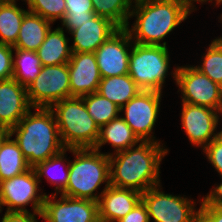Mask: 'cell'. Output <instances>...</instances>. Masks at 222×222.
Here are the masks:
<instances>
[{
	"mask_svg": "<svg viewBox=\"0 0 222 222\" xmlns=\"http://www.w3.org/2000/svg\"><path fill=\"white\" fill-rule=\"evenodd\" d=\"M199 210H200L211 222H222V207L200 206Z\"/></svg>",
	"mask_w": 222,
	"mask_h": 222,
	"instance_id": "obj_37",
	"label": "cell"
},
{
	"mask_svg": "<svg viewBox=\"0 0 222 222\" xmlns=\"http://www.w3.org/2000/svg\"><path fill=\"white\" fill-rule=\"evenodd\" d=\"M11 136L10 129H0V149L5 140Z\"/></svg>",
	"mask_w": 222,
	"mask_h": 222,
	"instance_id": "obj_39",
	"label": "cell"
},
{
	"mask_svg": "<svg viewBox=\"0 0 222 222\" xmlns=\"http://www.w3.org/2000/svg\"><path fill=\"white\" fill-rule=\"evenodd\" d=\"M202 57L203 63L194 67L222 87V38L214 39Z\"/></svg>",
	"mask_w": 222,
	"mask_h": 222,
	"instance_id": "obj_30",
	"label": "cell"
},
{
	"mask_svg": "<svg viewBox=\"0 0 222 222\" xmlns=\"http://www.w3.org/2000/svg\"><path fill=\"white\" fill-rule=\"evenodd\" d=\"M201 201L200 206L222 207V182L207 195H205Z\"/></svg>",
	"mask_w": 222,
	"mask_h": 222,
	"instance_id": "obj_36",
	"label": "cell"
},
{
	"mask_svg": "<svg viewBox=\"0 0 222 222\" xmlns=\"http://www.w3.org/2000/svg\"><path fill=\"white\" fill-rule=\"evenodd\" d=\"M131 17L136 18L131 29L126 27L134 43L166 46V35L179 26L191 14L174 0H134Z\"/></svg>",
	"mask_w": 222,
	"mask_h": 222,
	"instance_id": "obj_3",
	"label": "cell"
},
{
	"mask_svg": "<svg viewBox=\"0 0 222 222\" xmlns=\"http://www.w3.org/2000/svg\"><path fill=\"white\" fill-rule=\"evenodd\" d=\"M29 10L17 6L16 0L0 1V43L14 46L24 15Z\"/></svg>",
	"mask_w": 222,
	"mask_h": 222,
	"instance_id": "obj_23",
	"label": "cell"
},
{
	"mask_svg": "<svg viewBox=\"0 0 222 222\" xmlns=\"http://www.w3.org/2000/svg\"><path fill=\"white\" fill-rule=\"evenodd\" d=\"M46 195L42 218L46 222H99L98 202L90 199L71 198L61 194Z\"/></svg>",
	"mask_w": 222,
	"mask_h": 222,
	"instance_id": "obj_12",
	"label": "cell"
},
{
	"mask_svg": "<svg viewBox=\"0 0 222 222\" xmlns=\"http://www.w3.org/2000/svg\"><path fill=\"white\" fill-rule=\"evenodd\" d=\"M26 91L32 108H50L58 101L70 98L68 63L43 66Z\"/></svg>",
	"mask_w": 222,
	"mask_h": 222,
	"instance_id": "obj_8",
	"label": "cell"
},
{
	"mask_svg": "<svg viewBox=\"0 0 222 222\" xmlns=\"http://www.w3.org/2000/svg\"><path fill=\"white\" fill-rule=\"evenodd\" d=\"M66 15L62 26L70 33L95 16L91 0H65Z\"/></svg>",
	"mask_w": 222,
	"mask_h": 222,
	"instance_id": "obj_29",
	"label": "cell"
},
{
	"mask_svg": "<svg viewBox=\"0 0 222 222\" xmlns=\"http://www.w3.org/2000/svg\"><path fill=\"white\" fill-rule=\"evenodd\" d=\"M141 200L142 193L139 191L109 185L98 201L99 221L117 222Z\"/></svg>",
	"mask_w": 222,
	"mask_h": 222,
	"instance_id": "obj_17",
	"label": "cell"
},
{
	"mask_svg": "<svg viewBox=\"0 0 222 222\" xmlns=\"http://www.w3.org/2000/svg\"><path fill=\"white\" fill-rule=\"evenodd\" d=\"M133 41L126 28H119L94 52L102 78L128 74ZM131 47V48H129Z\"/></svg>",
	"mask_w": 222,
	"mask_h": 222,
	"instance_id": "obj_13",
	"label": "cell"
},
{
	"mask_svg": "<svg viewBox=\"0 0 222 222\" xmlns=\"http://www.w3.org/2000/svg\"><path fill=\"white\" fill-rule=\"evenodd\" d=\"M161 185L151 187L142 193V201L148 210L149 219L154 222H192L199 209L196 202L186 197L165 194Z\"/></svg>",
	"mask_w": 222,
	"mask_h": 222,
	"instance_id": "obj_10",
	"label": "cell"
},
{
	"mask_svg": "<svg viewBox=\"0 0 222 222\" xmlns=\"http://www.w3.org/2000/svg\"><path fill=\"white\" fill-rule=\"evenodd\" d=\"M15 57L13 56V76L17 82L24 87L32 83L39 75L42 69L40 59L36 52L13 48ZM15 58V59H14Z\"/></svg>",
	"mask_w": 222,
	"mask_h": 222,
	"instance_id": "obj_25",
	"label": "cell"
},
{
	"mask_svg": "<svg viewBox=\"0 0 222 222\" xmlns=\"http://www.w3.org/2000/svg\"><path fill=\"white\" fill-rule=\"evenodd\" d=\"M82 98L88 113L99 128L119 116L120 108L98 92L82 96Z\"/></svg>",
	"mask_w": 222,
	"mask_h": 222,
	"instance_id": "obj_27",
	"label": "cell"
},
{
	"mask_svg": "<svg viewBox=\"0 0 222 222\" xmlns=\"http://www.w3.org/2000/svg\"><path fill=\"white\" fill-rule=\"evenodd\" d=\"M160 144L162 143L141 141L138 146L109 153L110 185L140 193L159 185L160 162L168 153V149Z\"/></svg>",
	"mask_w": 222,
	"mask_h": 222,
	"instance_id": "obj_1",
	"label": "cell"
},
{
	"mask_svg": "<svg viewBox=\"0 0 222 222\" xmlns=\"http://www.w3.org/2000/svg\"><path fill=\"white\" fill-rule=\"evenodd\" d=\"M140 142L141 140L126 124L124 119L118 116L100 128L99 138L94 149L101 151V146L109 143L115 148L114 152L117 153L136 146Z\"/></svg>",
	"mask_w": 222,
	"mask_h": 222,
	"instance_id": "obj_20",
	"label": "cell"
},
{
	"mask_svg": "<svg viewBox=\"0 0 222 222\" xmlns=\"http://www.w3.org/2000/svg\"><path fill=\"white\" fill-rule=\"evenodd\" d=\"M52 110L66 149L94 148L100 128L90 116L82 97H70L53 104Z\"/></svg>",
	"mask_w": 222,
	"mask_h": 222,
	"instance_id": "obj_5",
	"label": "cell"
},
{
	"mask_svg": "<svg viewBox=\"0 0 222 222\" xmlns=\"http://www.w3.org/2000/svg\"><path fill=\"white\" fill-rule=\"evenodd\" d=\"M29 12L40 15L42 18L55 22L62 21L66 15L65 0H24Z\"/></svg>",
	"mask_w": 222,
	"mask_h": 222,
	"instance_id": "obj_31",
	"label": "cell"
},
{
	"mask_svg": "<svg viewBox=\"0 0 222 222\" xmlns=\"http://www.w3.org/2000/svg\"><path fill=\"white\" fill-rule=\"evenodd\" d=\"M167 46L141 45L133 42L128 74L143 91L162 93L170 69Z\"/></svg>",
	"mask_w": 222,
	"mask_h": 222,
	"instance_id": "obj_6",
	"label": "cell"
},
{
	"mask_svg": "<svg viewBox=\"0 0 222 222\" xmlns=\"http://www.w3.org/2000/svg\"><path fill=\"white\" fill-rule=\"evenodd\" d=\"M68 151L75 155V159L69 163L67 186L61 194L98 202L102 193L110 185L108 153H101L94 148L68 149ZM103 183H105V188L99 195L96 194Z\"/></svg>",
	"mask_w": 222,
	"mask_h": 222,
	"instance_id": "obj_4",
	"label": "cell"
},
{
	"mask_svg": "<svg viewBox=\"0 0 222 222\" xmlns=\"http://www.w3.org/2000/svg\"><path fill=\"white\" fill-rule=\"evenodd\" d=\"M209 163L222 176V133L214 138L204 149Z\"/></svg>",
	"mask_w": 222,
	"mask_h": 222,
	"instance_id": "obj_32",
	"label": "cell"
},
{
	"mask_svg": "<svg viewBox=\"0 0 222 222\" xmlns=\"http://www.w3.org/2000/svg\"><path fill=\"white\" fill-rule=\"evenodd\" d=\"M119 28L109 19L95 15L80 27L72 30V52L94 53Z\"/></svg>",
	"mask_w": 222,
	"mask_h": 222,
	"instance_id": "obj_18",
	"label": "cell"
},
{
	"mask_svg": "<svg viewBox=\"0 0 222 222\" xmlns=\"http://www.w3.org/2000/svg\"><path fill=\"white\" fill-rule=\"evenodd\" d=\"M34 168L0 182V201L2 206H7L6 211H28L25 207L32 205L33 212H42L46 193L38 194L41 189ZM40 189V190H39Z\"/></svg>",
	"mask_w": 222,
	"mask_h": 222,
	"instance_id": "obj_9",
	"label": "cell"
},
{
	"mask_svg": "<svg viewBox=\"0 0 222 222\" xmlns=\"http://www.w3.org/2000/svg\"><path fill=\"white\" fill-rule=\"evenodd\" d=\"M218 4L220 5V4H222V0H220L219 2H218ZM220 18H222V15H221V17Z\"/></svg>",
	"mask_w": 222,
	"mask_h": 222,
	"instance_id": "obj_43",
	"label": "cell"
},
{
	"mask_svg": "<svg viewBox=\"0 0 222 222\" xmlns=\"http://www.w3.org/2000/svg\"><path fill=\"white\" fill-rule=\"evenodd\" d=\"M13 47L0 43V81L13 76Z\"/></svg>",
	"mask_w": 222,
	"mask_h": 222,
	"instance_id": "obj_33",
	"label": "cell"
},
{
	"mask_svg": "<svg viewBox=\"0 0 222 222\" xmlns=\"http://www.w3.org/2000/svg\"><path fill=\"white\" fill-rule=\"evenodd\" d=\"M94 13L109 19L118 28L129 26V20L134 0H91Z\"/></svg>",
	"mask_w": 222,
	"mask_h": 222,
	"instance_id": "obj_26",
	"label": "cell"
},
{
	"mask_svg": "<svg viewBox=\"0 0 222 222\" xmlns=\"http://www.w3.org/2000/svg\"><path fill=\"white\" fill-rule=\"evenodd\" d=\"M174 1H177L178 3H180V4H182L190 13L192 12V11H194L195 10V6L193 5L194 4V2H200V3H205V2H211L212 3V1L213 0H174ZM215 3H216V5H218L219 6V4H218V0H215Z\"/></svg>",
	"mask_w": 222,
	"mask_h": 222,
	"instance_id": "obj_38",
	"label": "cell"
},
{
	"mask_svg": "<svg viewBox=\"0 0 222 222\" xmlns=\"http://www.w3.org/2000/svg\"><path fill=\"white\" fill-rule=\"evenodd\" d=\"M11 138L12 136H9L0 149V182L20 175L31 168L17 142Z\"/></svg>",
	"mask_w": 222,
	"mask_h": 222,
	"instance_id": "obj_24",
	"label": "cell"
},
{
	"mask_svg": "<svg viewBox=\"0 0 222 222\" xmlns=\"http://www.w3.org/2000/svg\"><path fill=\"white\" fill-rule=\"evenodd\" d=\"M161 95L158 91L142 90L120 108V112L125 111L122 118L141 141L158 142L151 134L158 118Z\"/></svg>",
	"mask_w": 222,
	"mask_h": 222,
	"instance_id": "obj_11",
	"label": "cell"
},
{
	"mask_svg": "<svg viewBox=\"0 0 222 222\" xmlns=\"http://www.w3.org/2000/svg\"><path fill=\"white\" fill-rule=\"evenodd\" d=\"M36 215L42 218L41 212L6 211L1 222H37Z\"/></svg>",
	"mask_w": 222,
	"mask_h": 222,
	"instance_id": "obj_35",
	"label": "cell"
},
{
	"mask_svg": "<svg viewBox=\"0 0 222 222\" xmlns=\"http://www.w3.org/2000/svg\"><path fill=\"white\" fill-rule=\"evenodd\" d=\"M2 203H1V201H0V213L2 212ZM1 219V218H0Z\"/></svg>",
	"mask_w": 222,
	"mask_h": 222,
	"instance_id": "obj_42",
	"label": "cell"
},
{
	"mask_svg": "<svg viewBox=\"0 0 222 222\" xmlns=\"http://www.w3.org/2000/svg\"><path fill=\"white\" fill-rule=\"evenodd\" d=\"M140 91L130 75L125 74L102 78L97 92L121 108Z\"/></svg>",
	"mask_w": 222,
	"mask_h": 222,
	"instance_id": "obj_22",
	"label": "cell"
},
{
	"mask_svg": "<svg viewBox=\"0 0 222 222\" xmlns=\"http://www.w3.org/2000/svg\"><path fill=\"white\" fill-rule=\"evenodd\" d=\"M192 222H211V221L199 210V212L194 216Z\"/></svg>",
	"mask_w": 222,
	"mask_h": 222,
	"instance_id": "obj_40",
	"label": "cell"
},
{
	"mask_svg": "<svg viewBox=\"0 0 222 222\" xmlns=\"http://www.w3.org/2000/svg\"><path fill=\"white\" fill-rule=\"evenodd\" d=\"M31 108L26 87L14 78L0 81V122L6 128L16 126Z\"/></svg>",
	"mask_w": 222,
	"mask_h": 222,
	"instance_id": "obj_16",
	"label": "cell"
},
{
	"mask_svg": "<svg viewBox=\"0 0 222 222\" xmlns=\"http://www.w3.org/2000/svg\"><path fill=\"white\" fill-rule=\"evenodd\" d=\"M0 129H8L0 122Z\"/></svg>",
	"mask_w": 222,
	"mask_h": 222,
	"instance_id": "obj_41",
	"label": "cell"
},
{
	"mask_svg": "<svg viewBox=\"0 0 222 222\" xmlns=\"http://www.w3.org/2000/svg\"><path fill=\"white\" fill-rule=\"evenodd\" d=\"M117 222H150L146 205L141 200L126 216Z\"/></svg>",
	"mask_w": 222,
	"mask_h": 222,
	"instance_id": "obj_34",
	"label": "cell"
},
{
	"mask_svg": "<svg viewBox=\"0 0 222 222\" xmlns=\"http://www.w3.org/2000/svg\"><path fill=\"white\" fill-rule=\"evenodd\" d=\"M51 24L53 23L49 20L28 11L23 17L17 41L13 48L36 52L45 40Z\"/></svg>",
	"mask_w": 222,
	"mask_h": 222,
	"instance_id": "obj_21",
	"label": "cell"
},
{
	"mask_svg": "<svg viewBox=\"0 0 222 222\" xmlns=\"http://www.w3.org/2000/svg\"><path fill=\"white\" fill-rule=\"evenodd\" d=\"M68 69L70 97H82L98 91L102 77L95 53L72 52Z\"/></svg>",
	"mask_w": 222,
	"mask_h": 222,
	"instance_id": "obj_15",
	"label": "cell"
},
{
	"mask_svg": "<svg viewBox=\"0 0 222 222\" xmlns=\"http://www.w3.org/2000/svg\"><path fill=\"white\" fill-rule=\"evenodd\" d=\"M68 42L69 39L66 38L63 27H57L54 30L50 28L45 40L36 51L41 65L67 64L72 54Z\"/></svg>",
	"mask_w": 222,
	"mask_h": 222,
	"instance_id": "obj_19",
	"label": "cell"
},
{
	"mask_svg": "<svg viewBox=\"0 0 222 222\" xmlns=\"http://www.w3.org/2000/svg\"><path fill=\"white\" fill-rule=\"evenodd\" d=\"M36 110L31 112V110ZM10 129L24 158L31 168L57 155L65 146L62 143L55 116L50 108L36 107Z\"/></svg>",
	"mask_w": 222,
	"mask_h": 222,
	"instance_id": "obj_2",
	"label": "cell"
},
{
	"mask_svg": "<svg viewBox=\"0 0 222 222\" xmlns=\"http://www.w3.org/2000/svg\"><path fill=\"white\" fill-rule=\"evenodd\" d=\"M182 94V102L205 106L222 114V87L194 66H178L172 72Z\"/></svg>",
	"mask_w": 222,
	"mask_h": 222,
	"instance_id": "obj_7",
	"label": "cell"
},
{
	"mask_svg": "<svg viewBox=\"0 0 222 222\" xmlns=\"http://www.w3.org/2000/svg\"><path fill=\"white\" fill-rule=\"evenodd\" d=\"M221 112L209 107L182 102L181 124L190 143L204 149L214 138L221 133L215 132ZM215 132V133H214Z\"/></svg>",
	"mask_w": 222,
	"mask_h": 222,
	"instance_id": "obj_14",
	"label": "cell"
},
{
	"mask_svg": "<svg viewBox=\"0 0 222 222\" xmlns=\"http://www.w3.org/2000/svg\"><path fill=\"white\" fill-rule=\"evenodd\" d=\"M66 151H68V149H64L62 150L60 153H58L57 155L55 156H52L51 158L39 163L36 167H34L36 173H37V176L38 178H42L43 176L47 179V181L50 183V184H53L55 185V190H56V193L54 194H58V193H62L66 186H67V182H68V177H69V163L70 161L68 162L65 158L66 156ZM65 155V156H64ZM67 161V162H66ZM64 162L67 163L66 165V168H65V171L63 172L62 175H58L56 176V174H49V170L53 169V168H56V166H59V165H64ZM58 169V168H57ZM50 170V171H51ZM55 170V169H54ZM53 170V171H54ZM59 171V170H58ZM62 172V171H61ZM60 173V171H59Z\"/></svg>",
	"mask_w": 222,
	"mask_h": 222,
	"instance_id": "obj_28",
	"label": "cell"
}]
</instances>
